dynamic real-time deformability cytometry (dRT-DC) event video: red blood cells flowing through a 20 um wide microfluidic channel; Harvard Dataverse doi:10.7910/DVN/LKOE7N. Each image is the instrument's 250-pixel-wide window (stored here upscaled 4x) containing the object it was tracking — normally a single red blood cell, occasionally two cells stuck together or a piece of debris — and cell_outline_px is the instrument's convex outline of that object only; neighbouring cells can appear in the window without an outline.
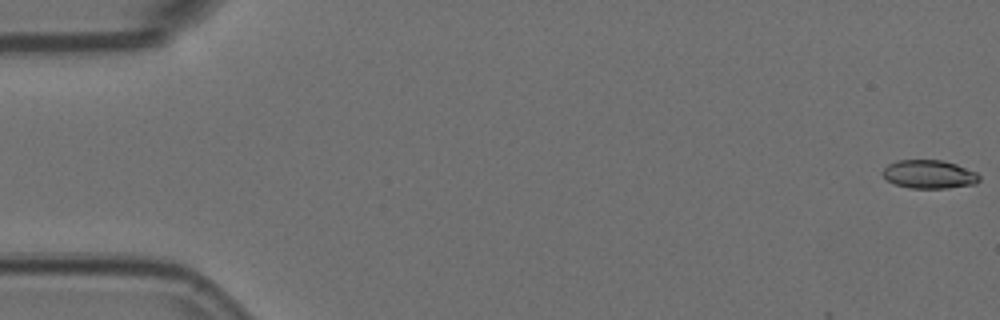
{"species": "Egyptian fruit bat (a non-hibernating species)", "species_latin": "Rousettus aegyptiacus", "temperature_condition": "room temperature", "stored_images_in_passage": 5, "camera_frame_rate_fps": 3000, "um_per_image_px": 0.085, "animal": {"sex": "female"}, "frame": {"image": 1, "passage_image": 1, "time_ms": 0.0, "image_size_px": [1000, 320], "cell_outline_px": [[980, 180], [976, 184], [948, 188], [908, 188], [896, 184], [888, 180], [880, 172], [888, 164], [896, 160], [944, 160], [956, 164], [976, 172], [980, 176]], "centroid_in_image_um": [78.98, 14.81], "position_along_channel_um": 6.0, "area_um2": 16.13}}
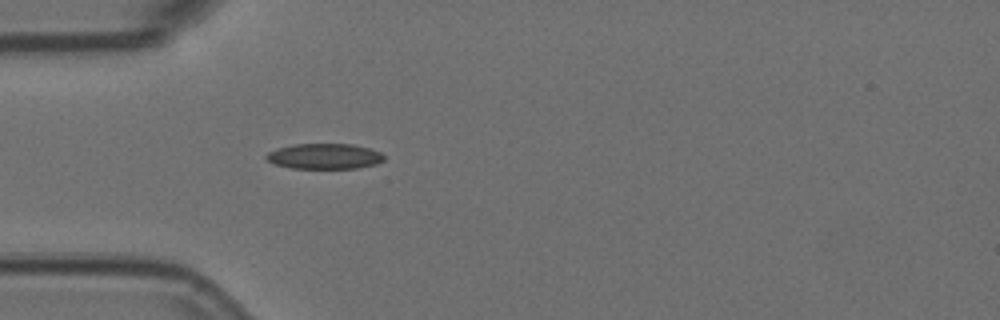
{"frame": {"image": 2, "passage_image": 5, "time_ms": 1.333, "image_size_px": [1000, 320], "cell_outline_px": [[384, 160], [376, 164], [356, 168], [292, 168], [276, 164], [268, 160], [264, 156], [268, 152], [276, 148], [292, 144], [352, 144], [368, 148], [380, 152], [384, 156]], "centroid_in_image_um": [27.56, 13.27], "position_along_channel_um": 57.4, "area_um2": 17.4}}